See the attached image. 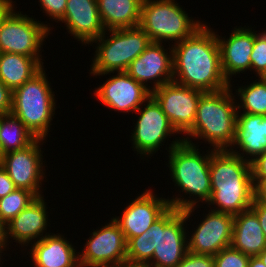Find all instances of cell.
I'll list each match as a JSON object with an SVG mask.
<instances>
[{"label": "cell", "instance_id": "1", "mask_svg": "<svg viewBox=\"0 0 266 267\" xmlns=\"http://www.w3.org/2000/svg\"><path fill=\"white\" fill-rule=\"evenodd\" d=\"M168 201L171 207L146 232L127 241L128 261L146 267H176L186 256L184 223L197 201L177 197Z\"/></svg>", "mask_w": 266, "mask_h": 267}, {"label": "cell", "instance_id": "2", "mask_svg": "<svg viewBox=\"0 0 266 267\" xmlns=\"http://www.w3.org/2000/svg\"><path fill=\"white\" fill-rule=\"evenodd\" d=\"M172 50L174 82L203 92L231 87L222 72L216 34L206 25L176 42Z\"/></svg>", "mask_w": 266, "mask_h": 267}, {"label": "cell", "instance_id": "3", "mask_svg": "<svg viewBox=\"0 0 266 267\" xmlns=\"http://www.w3.org/2000/svg\"><path fill=\"white\" fill-rule=\"evenodd\" d=\"M210 179L211 197L207 203L218 206L213 211L236 216L252 206L256 191L251 165L240 153L230 148L213 149L210 157Z\"/></svg>", "mask_w": 266, "mask_h": 267}, {"label": "cell", "instance_id": "4", "mask_svg": "<svg viewBox=\"0 0 266 267\" xmlns=\"http://www.w3.org/2000/svg\"><path fill=\"white\" fill-rule=\"evenodd\" d=\"M230 92V87L203 92L193 128L186 135L207 140L214 150H227L232 146L239 111Z\"/></svg>", "mask_w": 266, "mask_h": 267}, {"label": "cell", "instance_id": "5", "mask_svg": "<svg viewBox=\"0 0 266 267\" xmlns=\"http://www.w3.org/2000/svg\"><path fill=\"white\" fill-rule=\"evenodd\" d=\"M42 68L30 80L13 90L12 111L26 128L39 139H44L55 109L54 95Z\"/></svg>", "mask_w": 266, "mask_h": 267}, {"label": "cell", "instance_id": "6", "mask_svg": "<svg viewBox=\"0 0 266 267\" xmlns=\"http://www.w3.org/2000/svg\"><path fill=\"white\" fill-rule=\"evenodd\" d=\"M112 35L105 40V32L93 42L98 43L91 67L93 75L126 72L130 63L152 43L140 27L108 30ZM101 44V45H100Z\"/></svg>", "mask_w": 266, "mask_h": 267}, {"label": "cell", "instance_id": "7", "mask_svg": "<svg viewBox=\"0 0 266 267\" xmlns=\"http://www.w3.org/2000/svg\"><path fill=\"white\" fill-rule=\"evenodd\" d=\"M189 139L173 141L169 147V167L175 185L182 192L208 202L211 197L210 157L201 156L199 149Z\"/></svg>", "mask_w": 266, "mask_h": 267}, {"label": "cell", "instance_id": "8", "mask_svg": "<svg viewBox=\"0 0 266 267\" xmlns=\"http://www.w3.org/2000/svg\"><path fill=\"white\" fill-rule=\"evenodd\" d=\"M190 18L174 0H143L139 26L151 42L161 43L163 39L180 42L203 25Z\"/></svg>", "mask_w": 266, "mask_h": 267}, {"label": "cell", "instance_id": "9", "mask_svg": "<svg viewBox=\"0 0 266 267\" xmlns=\"http://www.w3.org/2000/svg\"><path fill=\"white\" fill-rule=\"evenodd\" d=\"M49 31L48 25L15 13L12 7L0 21V53L40 58L39 48Z\"/></svg>", "mask_w": 266, "mask_h": 267}, {"label": "cell", "instance_id": "10", "mask_svg": "<svg viewBox=\"0 0 266 267\" xmlns=\"http://www.w3.org/2000/svg\"><path fill=\"white\" fill-rule=\"evenodd\" d=\"M203 91L180 85L174 81L151 91L171 125L187 134L194 125L197 106Z\"/></svg>", "mask_w": 266, "mask_h": 267}, {"label": "cell", "instance_id": "11", "mask_svg": "<svg viewBox=\"0 0 266 267\" xmlns=\"http://www.w3.org/2000/svg\"><path fill=\"white\" fill-rule=\"evenodd\" d=\"M84 247L79 255L82 267H106L127 260V242L114 218L94 231Z\"/></svg>", "mask_w": 266, "mask_h": 267}, {"label": "cell", "instance_id": "12", "mask_svg": "<svg viewBox=\"0 0 266 267\" xmlns=\"http://www.w3.org/2000/svg\"><path fill=\"white\" fill-rule=\"evenodd\" d=\"M43 140L36 138L27 147L7 152L0 159V165L6 170L15 187L29 190L37 197L41 196L39 182L44 178L42 154L39 146Z\"/></svg>", "mask_w": 266, "mask_h": 267}, {"label": "cell", "instance_id": "13", "mask_svg": "<svg viewBox=\"0 0 266 267\" xmlns=\"http://www.w3.org/2000/svg\"><path fill=\"white\" fill-rule=\"evenodd\" d=\"M147 102L143 110L139 107L136 111L140 113V117L132 134L134 148L141 155L156 152L168 135L177 132L152 96Z\"/></svg>", "mask_w": 266, "mask_h": 267}, {"label": "cell", "instance_id": "14", "mask_svg": "<svg viewBox=\"0 0 266 267\" xmlns=\"http://www.w3.org/2000/svg\"><path fill=\"white\" fill-rule=\"evenodd\" d=\"M234 216L211 210L187 241L188 252L211 255L230 247Z\"/></svg>", "mask_w": 266, "mask_h": 267}, {"label": "cell", "instance_id": "15", "mask_svg": "<svg viewBox=\"0 0 266 267\" xmlns=\"http://www.w3.org/2000/svg\"><path fill=\"white\" fill-rule=\"evenodd\" d=\"M95 96L108 108L121 112L137 111L151 96V89L126 72H118L95 91Z\"/></svg>", "mask_w": 266, "mask_h": 267}, {"label": "cell", "instance_id": "16", "mask_svg": "<svg viewBox=\"0 0 266 267\" xmlns=\"http://www.w3.org/2000/svg\"><path fill=\"white\" fill-rule=\"evenodd\" d=\"M169 201L156 198L146 190L125 208L122 216L114 218L124 234L126 242L146 232L169 208Z\"/></svg>", "mask_w": 266, "mask_h": 267}, {"label": "cell", "instance_id": "17", "mask_svg": "<svg viewBox=\"0 0 266 267\" xmlns=\"http://www.w3.org/2000/svg\"><path fill=\"white\" fill-rule=\"evenodd\" d=\"M161 45L162 43L152 42L126 70L129 76L144 86L148 80L155 81L151 91L173 81V50L167 55Z\"/></svg>", "mask_w": 266, "mask_h": 267}, {"label": "cell", "instance_id": "18", "mask_svg": "<svg viewBox=\"0 0 266 267\" xmlns=\"http://www.w3.org/2000/svg\"><path fill=\"white\" fill-rule=\"evenodd\" d=\"M69 32L82 43H92L103 35L97 0H67L64 17L60 20Z\"/></svg>", "mask_w": 266, "mask_h": 267}, {"label": "cell", "instance_id": "19", "mask_svg": "<svg viewBox=\"0 0 266 267\" xmlns=\"http://www.w3.org/2000/svg\"><path fill=\"white\" fill-rule=\"evenodd\" d=\"M216 35L224 77L230 84V76L251 68V54L255 33L250 29L235 28L227 40Z\"/></svg>", "mask_w": 266, "mask_h": 267}, {"label": "cell", "instance_id": "20", "mask_svg": "<svg viewBox=\"0 0 266 267\" xmlns=\"http://www.w3.org/2000/svg\"><path fill=\"white\" fill-rule=\"evenodd\" d=\"M43 197H36L25 209L8 222L4 227V237L7 243L8 236L19 244H29L32 239H42L43 231L47 226V212ZM6 229V230H5ZM42 233V234H41ZM42 236V237H40Z\"/></svg>", "mask_w": 266, "mask_h": 267}, {"label": "cell", "instance_id": "21", "mask_svg": "<svg viewBox=\"0 0 266 267\" xmlns=\"http://www.w3.org/2000/svg\"><path fill=\"white\" fill-rule=\"evenodd\" d=\"M61 235L45 236L34 242L31 249V258L34 267H82L79 263V254L71 244Z\"/></svg>", "mask_w": 266, "mask_h": 267}, {"label": "cell", "instance_id": "22", "mask_svg": "<svg viewBox=\"0 0 266 267\" xmlns=\"http://www.w3.org/2000/svg\"><path fill=\"white\" fill-rule=\"evenodd\" d=\"M248 256H258L266 248V238L256 213L251 209L234 216L231 245Z\"/></svg>", "mask_w": 266, "mask_h": 267}, {"label": "cell", "instance_id": "23", "mask_svg": "<svg viewBox=\"0 0 266 267\" xmlns=\"http://www.w3.org/2000/svg\"><path fill=\"white\" fill-rule=\"evenodd\" d=\"M232 145L252 156L249 161L266 151V116L259 114H237V125Z\"/></svg>", "mask_w": 266, "mask_h": 267}, {"label": "cell", "instance_id": "24", "mask_svg": "<svg viewBox=\"0 0 266 267\" xmlns=\"http://www.w3.org/2000/svg\"><path fill=\"white\" fill-rule=\"evenodd\" d=\"M143 0H97L105 30L139 26Z\"/></svg>", "mask_w": 266, "mask_h": 267}, {"label": "cell", "instance_id": "25", "mask_svg": "<svg viewBox=\"0 0 266 267\" xmlns=\"http://www.w3.org/2000/svg\"><path fill=\"white\" fill-rule=\"evenodd\" d=\"M40 59L21 54L0 53V80L13 91L43 68Z\"/></svg>", "mask_w": 266, "mask_h": 267}, {"label": "cell", "instance_id": "26", "mask_svg": "<svg viewBox=\"0 0 266 267\" xmlns=\"http://www.w3.org/2000/svg\"><path fill=\"white\" fill-rule=\"evenodd\" d=\"M36 137L12 113L0 115V150L3 154L23 149Z\"/></svg>", "mask_w": 266, "mask_h": 267}, {"label": "cell", "instance_id": "27", "mask_svg": "<svg viewBox=\"0 0 266 267\" xmlns=\"http://www.w3.org/2000/svg\"><path fill=\"white\" fill-rule=\"evenodd\" d=\"M240 87L238 95H240L241 105L237 108H243L244 113L259 114L266 116V80L261 79L253 82L247 87Z\"/></svg>", "mask_w": 266, "mask_h": 267}, {"label": "cell", "instance_id": "28", "mask_svg": "<svg viewBox=\"0 0 266 267\" xmlns=\"http://www.w3.org/2000/svg\"><path fill=\"white\" fill-rule=\"evenodd\" d=\"M37 196L26 189L16 188L0 198V222L5 225L25 209Z\"/></svg>", "mask_w": 266, "mask_h": 267}, {"label": "cell", "instance_id": "29", "mask_svg": "<svg viewBox=\"0 0 266 267\" xmlns=\"http://www.w3.org/2000/svg\"><path fill=\"white\" fill-rule=\"evenodd\" d=\"M213 258L215 267H248L250 256L230 246L222 249Z\"/></svg>", "mask_w": 266, "mask_h": 267}, {"label": "cell", "instance_id": "30", "mask_svg": "<svg viewBox=\"0 0 266 267\" xmlns=\"http://www.w3.org/2000/svg\"><path fill=\"white\" fill-rule=\"evenodd\" d=\"M251 68L260 77L266 71V32L256 34L251 54Z\"/></svg>", "mask_w": 266, "mask_h": 267}, {"label": "cell", "instance_id": "31", "mask_svg": "<svg viewBox=\"0 0 266 267\" xmlns=\"http://www.w3.org/2000/svg\"><path fill=\"white\" fill-rule=\"evenodd\" d=\"M255 190L266 181V151L250 161Z\"/></svg>", "mask_w": 266, "mask_h": 267}, {"label": "cell", "instance_id": "32", "mask_svg": "<svg viewBox=\"0 0 266 267\" xmlns=\"http://www.w3.org/2000/svg\"><path fill=\"white\" fill-rule=\"evenodd\" d=\"M176 267H215V261L211 255L188 252Z\"/></svg>", "mask_w": 266, "mask_h": 267}, {"label": "cell", "instance_id": "33", "mask_svg": "<svg viewBox=\"0 0 266 267\" xmlns=\"http://www.w3.org/2000/svg\"><path fill=\"white\" fill-rule=\"evenodd\" d=\"M42 9L53 19L60 21L65 14L67 0H40Z\"/></svg>", "mask_w": 266, "mask_h": 267}, {"label": "cell", "instance_id": "34", "mask_svg": "<svg viewBox=\"0 0 266 267\" xmlns=\"http://www.w3.org/2000/svg\"><path fill=\"white\" fill-rule=\"evenodd\" d=\"M12 97L13 91L0 80V115L11 113Z\"/></svg>", "mask_w": 266, "mask_h": 267}, {"label": "cell", "instance_id": "35", "mask_svg": "<svg viewBox=\"0 0 266 267\" xmlns=\"http://www.w3.org/2000/svg\"><path fill=\"white\" fill-rule=\"evenodd\" d=\"M250 208L256 213L266 238V202L255 195Z\"/></svg>", "mask_w": 266, "mask_h": 267}, {"label": "cell", "instance_id": "36", "mask_svg": "<svg viewBox=\"0 0 266 267\" xmlns=\"http://www.w3.org/2000/svg\"><path fill=\"white\" fill-rule=\"evenodd\" d=\"M15 189L13 181L8 176L6 170L0 165V198L13 192Z\"/></svg>", "mask_w": 266, "mask_h": 267}, {"label": "cell", "instance_id": "37", "mask_svg": "<svg viewBox=\"0 0 266 267\" xmlns=\"http://www.w3.org/2000/svg\"><path fill=\"white\" fill-rule=\"evenodd\" d=\"M13 6L11 0H0V21Z\"/></svg>", "mask_w": 266, "mask_h": 267}, {"label": "cell", "instance_id": "38", "mask_svg": "<svg viewBox=\"0 0 266 267\" xmlns=\"http://www.w3.org/2000/svg\"><path fill=\"white\" fill-rule=\"evenodd\" d=\"M106 267H146V266L143 264H138V263L126 260V261L112 264V265L106 266Z\"/></svg>", "mask_w": 266, "mask_h": 267}, {"label": "cell", "instance_id": "39", "mask_svg": "<svg viewBox=\"0 0 266 267\" xmlns=\"http://www.w3.org/2000/svg\"><path fill=\"white\" fill-rule=\"evenodd\" d=\"M248 267H266L259 256H251L248 262Z\"/></svg>", "mask_w": 266, "mask_h": 267}, {"label": "cell", "instance_id": "40", "mask_svg": "<svg viewBox=\"0 0 266 267\" xmlns=\"http://www.w3.org/2000/svg\"><path fill=\"white\" fill-rule=\"evenodd\" d=\"M255 191L256 196L266 202V181L263 182Z\"/></svg>", "mask_w": 266, "mask_h": 267}, {"label": "cell", "instance_id": "41", "mask_svg": "<svg viewBox=\"0 0 266 267\" xmlns=\"http://www.w3.org/2000/svg\"><path fill=\"white\" fill-rule=\"evenodd\" d=\"M5 245H7V244L5 241L4 234H0V253H1L2 249L6 247ZM0 260H1V258H0Z\"/></svg>", "mask_w": 266, "mask_h": 267}, {"label": "cell", "instance_id": "42", "mask_svg": "<svg viewBox=\"0 0 266 267\" xmlns=\"http://www.w3.org/2000/svg\"><path fill=\"white\" fill-rule=\"evenodd\" d=\"M266 266V248L258 255Z\"/></svg>", "mask_w": 266, "mask_h": 267}, {"label": "cell", "instance_id": "43", "mask_svg": "<svg viewBox=\"0 0 266 267\" xmlns=\"http://www.w3.org/2000/svg\"><path fill=\"white\" fill-rule=\"evenodd\" d=\"M0 234H4V227H3V225L1 224V222H0Z\"/></svg>", "mask_w": 266, "mask_h": 267}, {"label": "cell", "instance_id": "44", "mask_svg": "<svg viewBox=\"0 0 266 267\" xmlns=\"http://www.w3.org/2000/svg\"><path fill=\"white\" fill-rule=\"evenodd\" d=\"M259 78L266 80V71Z\"/></svg>", "mask_w": 266, "mask_h": 267}]
</instances>
